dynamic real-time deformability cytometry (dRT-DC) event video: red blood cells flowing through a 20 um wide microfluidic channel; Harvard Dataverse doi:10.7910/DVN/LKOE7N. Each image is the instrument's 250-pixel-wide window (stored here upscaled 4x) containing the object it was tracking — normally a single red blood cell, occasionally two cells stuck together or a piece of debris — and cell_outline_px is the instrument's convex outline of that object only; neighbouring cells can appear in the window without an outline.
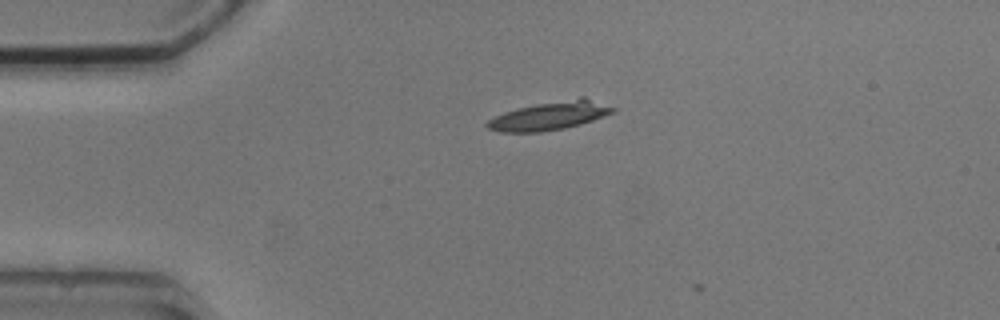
{"species": "common noctule bat (a hibernating species)", "species_latin": "Nyctalus noctula", "temperature_condition": "cold", "stored_images_in_passage": 2, "camera_frame_rate_fps": 3000, "um_per_image_px": 0.085, "animal": {"sex": "male", "body_mass_g": 20.5, "forearm_length_mm": 52.5}, "frame": {"image": 1, "passage_image": 1, "time_ms": 0.0, "image_size_px": [1000, 320], "cell_outline_px": [[616, 112], [580, 124], [564, 128], [540, 132], [500, 132], [488, 128], [484, 124], [488, 120], [504, 112], [536, 104], [580, 96], [584, 96], [616, 108]], "centroid_in_image_um": [46.77, 9.83], "position_along_channel_um": 38.2, "area_um2": 20.81}}